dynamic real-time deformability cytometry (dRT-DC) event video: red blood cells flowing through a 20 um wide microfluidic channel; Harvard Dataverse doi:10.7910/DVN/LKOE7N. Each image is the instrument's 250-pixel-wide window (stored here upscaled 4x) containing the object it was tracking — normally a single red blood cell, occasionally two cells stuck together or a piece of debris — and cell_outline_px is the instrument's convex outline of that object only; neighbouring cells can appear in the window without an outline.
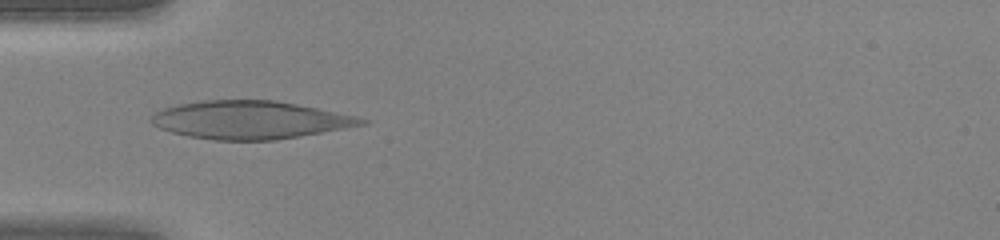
{"species": "human", "species_latin": "Homo sapiens", "temperature_condition": "warm", "stored_images_in_passage": 31, "camera_frame_rate_fps": 3000, "um_per_image_px": 0.085, "donor": {"sex": "female"}, "frame": {"image": 1, "passage_image": 1, "time_ms": 0.0, "image_size_px": [1000, 240], "cell_outline_px": [[368, 124], [300, 136], [276, 140], [216, 140], [188, 136], [172, 132], [160, 128], [152, 124], [152, 116], [156, 112], [164, 108], [180, 104], [204, 100], [276, 100], [356, 116], [368, 120]], "centroid_in_image_um": [21.27, 10.19], "position_along_channel_um": 63.7, "area_um2": 46.18}}
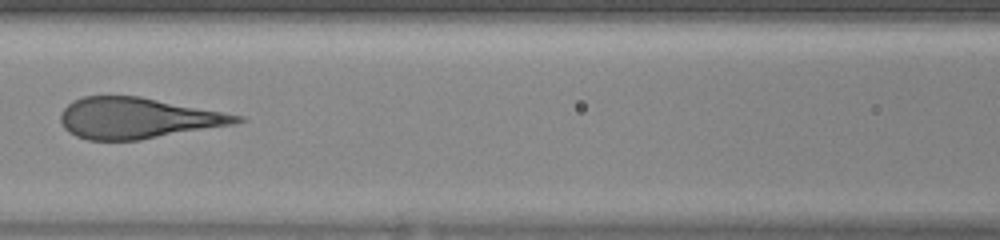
{"frame": {"image": 2, "passage_image": 7, "time_ms": 2.0, "image_size_px": [1000, 240], "cell_outline_px": [[248, 120], [236, 124], [140, 140], [88, 140], [76, 136], [68, 132], [64, 128], [60, 120], [60, 112], [72, 100], [84, 96], [140, 96], [244, 116]], "centroid_in_image_um": [11.7, 10.04], "position_along_channel_um": 154.9, "area_um2": 42.19}}
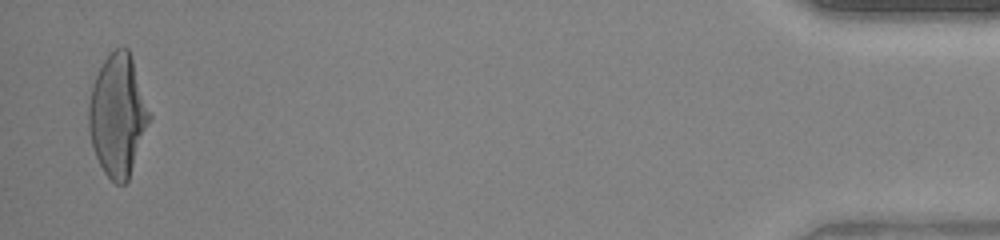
{"frame": {"image": 3, "passage_image": 30, "time_ms": 9.667, "image_size_px": [1000, 240], "cell_outline_px": [[152, 116], [128, 180], [124, 184], [116, 184], [104, 172], [96, 156], [92, 144], [88, 128], [88, 104], [92, 88], [96, 76], [104, 60], [116, 48], [128, 48]], "centroid_in_image_um": [10.01, 9.82], "position_along_channel_um": 425.2, "area_um2": 42.6}}